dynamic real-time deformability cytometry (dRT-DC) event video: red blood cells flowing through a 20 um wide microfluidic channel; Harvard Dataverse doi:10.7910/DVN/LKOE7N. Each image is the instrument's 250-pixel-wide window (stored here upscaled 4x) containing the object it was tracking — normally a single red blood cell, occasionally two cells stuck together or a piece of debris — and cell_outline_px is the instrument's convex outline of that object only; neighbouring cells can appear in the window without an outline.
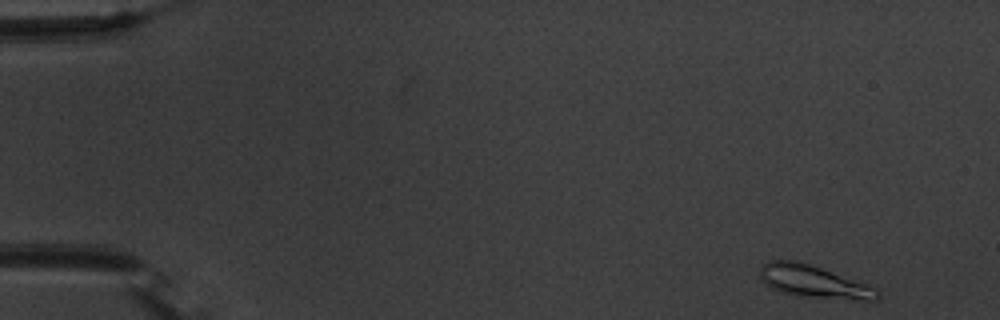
{"species": "common noctule bat (a hibernating species)", "species_latin": "Nyctalus noctula", "temperature_condition": "warm", "stored_images_in_passage": 51, "camera_frame_rate_fps": 3000, "um_per_image_px": 0.085, "animal": {"sex": "male", "body_mass_g": 20.1, "forearm_length_mm": 53.5}, "frame": {"image": 1, "passage_image": 1, "time_ms": 0.0, "image_size_px": [1000, 320], "cell_outline_px": [[880, 296], [876, 300], [864, 300], [816, 296], [784, 292], [772, 288], [760, 276], [760, 268], [768, 260], [796, 260], [820, 268], [876, 288], [880, 292]], "centroid_in_image_um": [69.16, 23.91], "position_along_channel_um": 15.8, "area_um2": 21.04}}
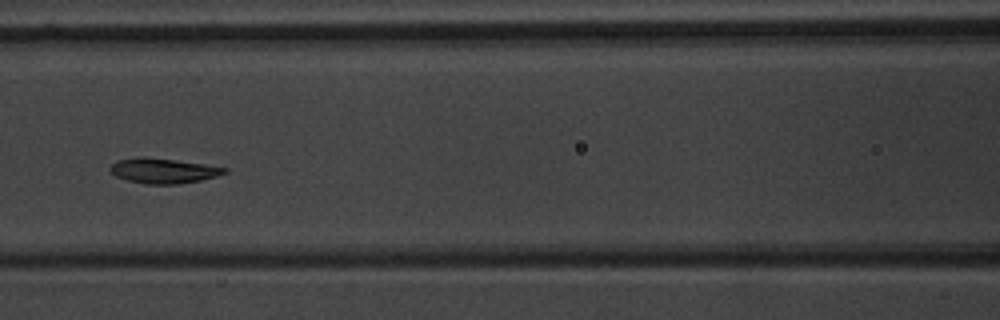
{"frame": {"image": 2, "passage_image": 22, "time_ms": 7.0, "image_size_px": [1000, 320], "cell_outline_px": [[228, 172], [216, 176], [200, 180], [176, 184], [144, 184], [128, 180], [116, 176], [108, 168], [116, 160], [140, 156], [144, 156], [176, 160], [228, 168]], "centroid_in_image_um": [13.85, 14.5], "position_along_channel_um": 152.8, "area_um2": 16.65}}
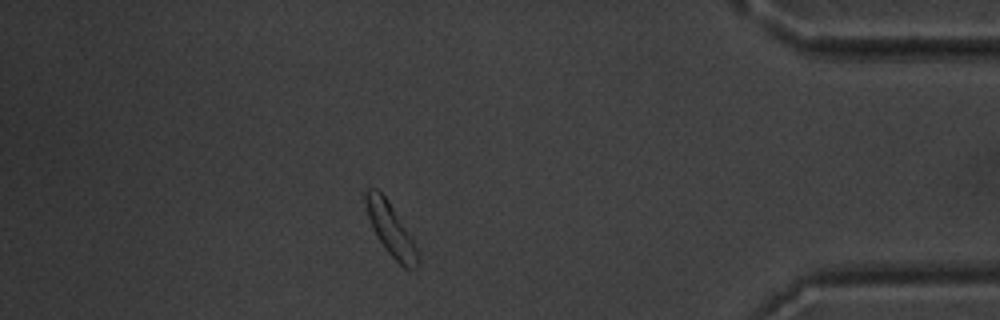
{"frame": {"image": 3, "passage_image": 45, "time_ms": 14.667, "image_size_px": [1000, 320], "cell_outline_px": [[420, 268], [416, 272], [404, 268], [388, 252], [376, 236], [372, 228], [368, 216], [364, 200], [364, 192], [368, 188], [376, 188], [388, 200], [412, 236], [420, 256]], "centroid_in_image_um": [33.27, 19.56], "position_along_channel_um": 401.9, "area_um2": 16.36}, "authors_computed_cell_mechanics": {"area_um2": 16.762, "velocity_mm_per_s": 3.7234, "shape_relaxation_time_tau1_ms": 4.4227, "shape_relaxation_time_tau2_ms": 3.476, "deformation_change_tau1": 0.2081, "deformation_change_tau2": 0.0838}}